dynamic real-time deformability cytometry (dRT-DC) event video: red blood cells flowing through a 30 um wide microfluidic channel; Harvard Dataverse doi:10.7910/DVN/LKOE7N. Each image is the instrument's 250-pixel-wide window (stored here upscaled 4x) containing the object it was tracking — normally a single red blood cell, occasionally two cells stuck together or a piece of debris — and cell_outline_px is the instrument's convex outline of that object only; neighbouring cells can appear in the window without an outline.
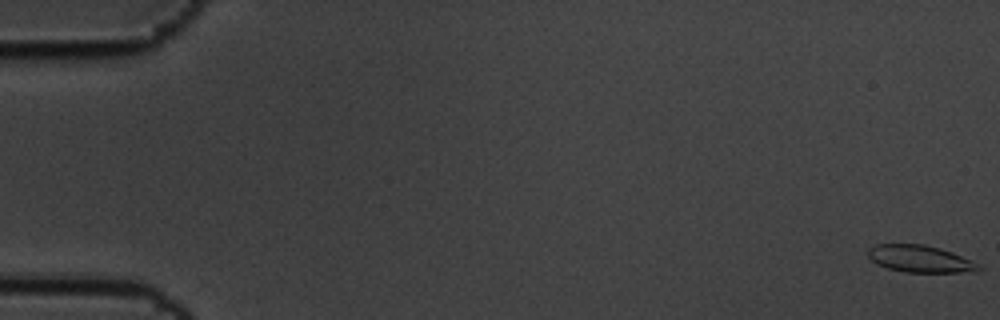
{"species": "common noctule bat (a hibernating species)", "species_latin": "Nyctalus noctula", "temperature_condition": "cold", "stored_images_in_passage": 59, "camera_frame_rate_fps": 3000, "um_per_image_px": 0.085, "animal": {"sex": "male", "body_mass_g": 19.5, "forearm_length_mm": 54.6}, "frame": {"image": 1, "passage_image": 1, "time_ms": 0.0, "image_size_px": [1000, 320], "cell_outline_px": [[984, 268], [980, 272], [904, 272], [888, 268], [876, 264], [868, 256], [868, 248], [876, 244], [924, 244], [940, 248], [952, 252], [972, 260]], "centroid_in_image_um": [78.25, 22.0], "position_along_channel_um": 6.8, "area_um2": 17.63}}
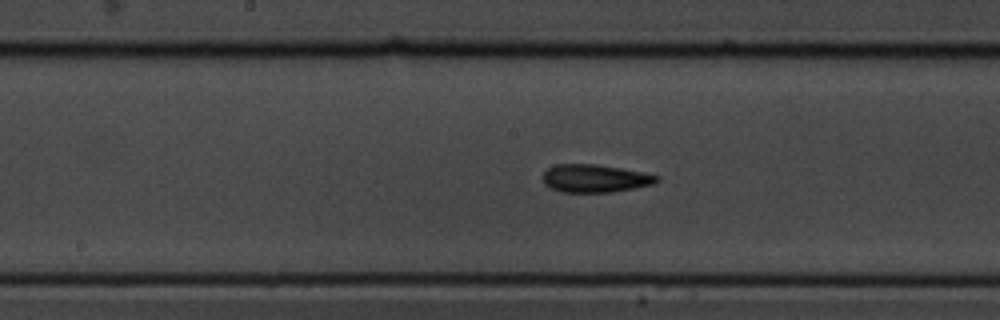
{"frame": {"image": 2, "passage_image": 31, "time_ms": 10.0, "image_size_px": [1000, 320], "cell_outline_px": [[660, 180], [652, 184], [636, 188], [612, 192], [560, 192], [544, 184], [544, 172], [548, 168], [556, 164], [596, 164], [644, 172], [660, 176]], "centroid_in_image_um": [50.6, 15.16], "position_along_channel_um": 197.6, "area_um2": 18.55}}
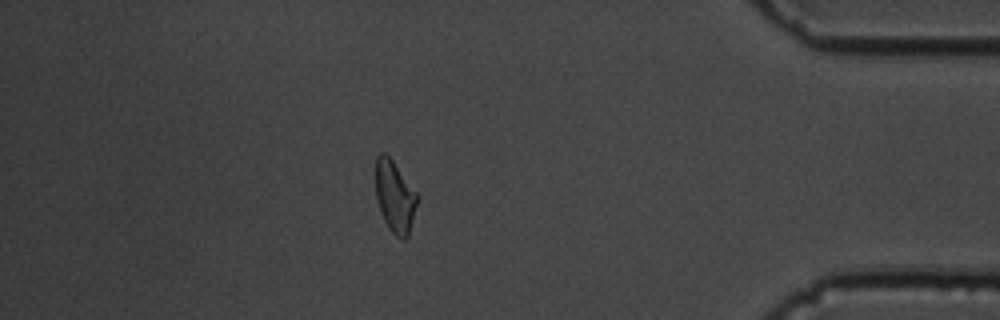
{"frame": {"image": 3, "passage_image": 52, "time_ms": 17.0, "image_size_px": [1000, 320], "cell_outline_px": [[416, 204], [408, 236], [404, 240], [400, 240], [388, 228], [380, 212], [376, 200], [376, 156], [380, 152], [384, 152], [392, 160], [416, 192]], "centroid_in_image_um": [33.52, 16.72], "position_along_channel_um": 401.7, "area_um2": 17.11}, "authors_computed_cell_mechanics": {"area_um2": 18.1492, "velocity_mm_per_s": 3.4415, "shape_relaxation_time_tau1_ms": 5.0684, "shape_relaxation_time_tau2_ms": 1.4303, "deformation_change_tau1": 0.1434, "deformation_change_tau2": 0.07}}